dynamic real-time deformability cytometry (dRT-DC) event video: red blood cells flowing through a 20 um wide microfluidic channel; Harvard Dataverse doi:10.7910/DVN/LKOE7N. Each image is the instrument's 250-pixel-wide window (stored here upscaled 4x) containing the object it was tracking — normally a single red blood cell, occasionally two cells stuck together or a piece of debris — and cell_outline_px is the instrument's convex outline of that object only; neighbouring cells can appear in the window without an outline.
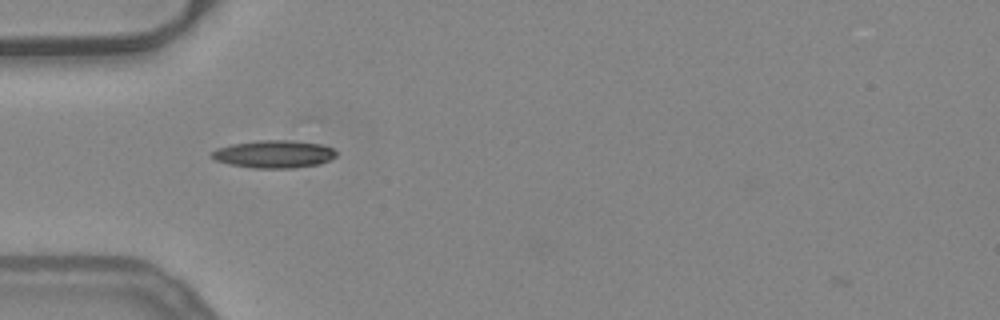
{"species": "common noctule bat (a hibernating species)", "species_latin": "Nyctalus noctula", "temperature_condition": "warm", "stored_images_in_passage": 40, "camera_frame_rate_fps": 3000, "um_per_image_px": 0.085, "animal": {"sex": "female", "body_mass_g": 24.6, "forearm_length_mm": 56.2}, "frame": {"image": 1, "passage_image": 4, "time_ms": 1.0, "image_size_px": [1000, 320], "cell_outline_px": [[336, 156], [320, 164], [292, 168], [252, 168], [228, 164], [216, 160], [208, 156], [216, 148], [232, 144], [256, 140], [292, 140], [320, 144], [332, 148], [336, 152]], "centroid_in_image_um": [23.25, 13.1], "position_along_channel_um": 61.8, "area_um2": 20.17}}
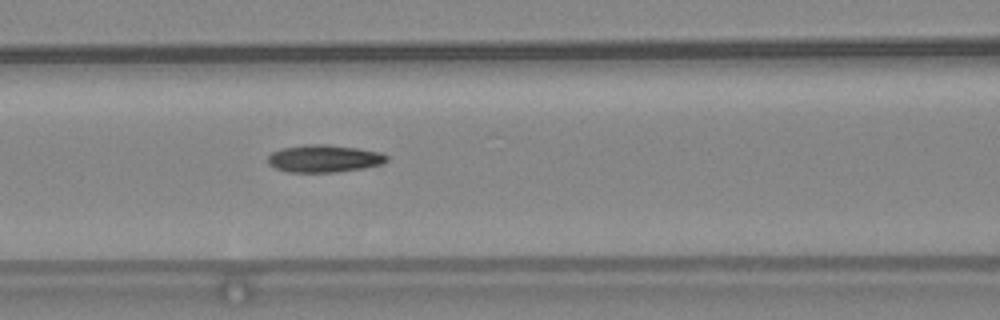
{"frame": {"image": 2, "passage_image": 10, "time_ms": 3.0, "image_size_px": [1000, 320], "cell_outline_px": [[388, 160], [384, 164], [364, 168], [336, 172], [288, 172], [276, 168], [268, 164], [268, 156], [272, 152], [280, 148], [304, 144], [328, 144], [356, 148], [380, 152], [388, 156]], "centroid_in_image_um": [27.55, 13.47], "position_along_channel_um": 139.1, "area_um2": 19.19}}
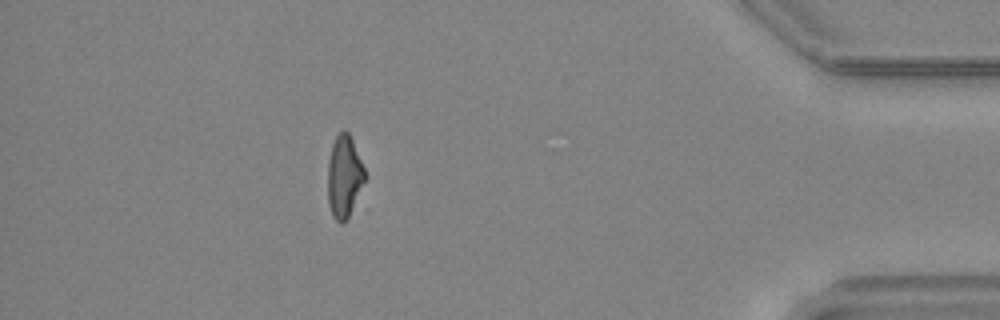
{"frame": {"image": 3, "passage_image": 34, "time_ms": 11.0, "image_size_px": [1000, 320], "cell_outline_px": [[364, 180], [348, 216], [340, 224], [332, 216], [328, 204], [328, 160], [332, 144], [336, 136], [344, 128], [348, 132], [352, 140], [364, 168]], "centroid_in_image_um": [29.22, 14.97], "position_along_channel_um": 406.0, "area_um2": 17.28}, "authors_computed_cell_mechanics": {"area_um2": 18.2937, "velocity_mm_per_s": 3.9492, "shape_relaxation_time_tau1_ms": 6.4691, "shape_relaxation_time_tau2_ms": 3.8283, "deformation_change_tau1": 0.1902, "deformation_change_tau2": 0.1052}}